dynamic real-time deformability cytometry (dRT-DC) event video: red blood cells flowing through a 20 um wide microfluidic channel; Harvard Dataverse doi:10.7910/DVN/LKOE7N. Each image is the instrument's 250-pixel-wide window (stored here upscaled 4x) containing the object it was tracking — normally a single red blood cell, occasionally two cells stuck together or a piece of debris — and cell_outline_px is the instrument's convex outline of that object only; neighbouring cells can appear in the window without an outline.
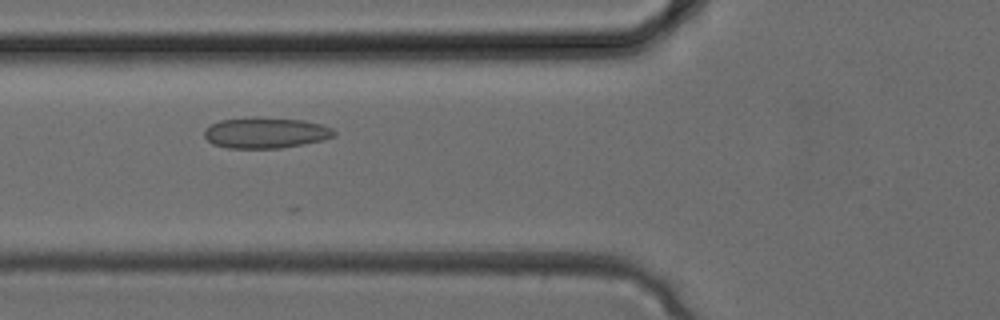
{"species": "common noctule bat (a hibernating species)", "species_latin": "Nyctalus noctula", "temperature_condition": "cold", "stored_images_in_passage": 10, "camera_frame_rate_fps": 3000, "um_per_image_px": 0.085, "animal": {"sex": "female", "body_mass_g": 24.6, "forearm_length_mm": 56.2}, "frame": {"image": 1, "passage_image": 8, "time_ms": 2.333, "image_size_px": [1000, 320], "cell_outline_px": [[336, 136], [324, 140], [280, 148], [228, 148], [212, 144], [204, 136], [204, 128], [220, 120], [252, 116], [256, 116], [304, 120], [320, 124], [332, 128], [336, 132]], "centroid_in_image_um": [22.57, 11.27], "position_along_channel_um": 103.2, "area_um2": 23.64}}